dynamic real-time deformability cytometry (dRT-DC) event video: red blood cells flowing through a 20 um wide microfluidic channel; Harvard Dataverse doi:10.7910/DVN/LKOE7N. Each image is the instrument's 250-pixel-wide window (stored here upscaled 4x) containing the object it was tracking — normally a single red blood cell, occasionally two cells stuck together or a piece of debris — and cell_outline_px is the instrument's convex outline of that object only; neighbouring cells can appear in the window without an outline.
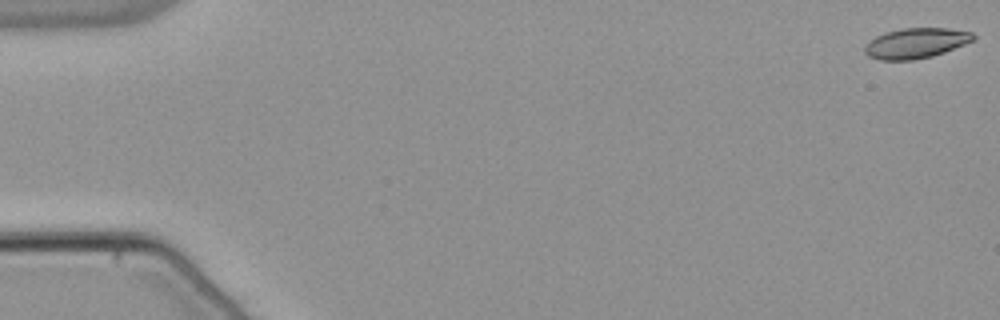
{"species": "common noctule bat (a hibernating species)", "species_latin": "Nyctalus noctula", "temperature_condition": "warm", "stored_images_in_passage": 54, "camera_frame_rate_fps": 3000, "um_per_image_px": 0.085, "animal": {"sex": "male", "body_mass_g": 21.5, "forearm_length_mm": 52.0}, "frame": {"image": 1, "passage_image": 1, "time_ms": 0.0, "image_size_px": [1000, 320], "cell_outline_px": [[976, 36], [972, 40], [964, 44], [944, 52], [932, 56], [912, 60], [880, 60], [868, 56], [864, 52], [864, 44], [876, 36], [884, 32], [900, 28], [948, 28], [972, 32]], "centroid_in_image_um": [77.8, 3.66], "position_along_channel_um": 7.2, "area_um2": 19.19}}
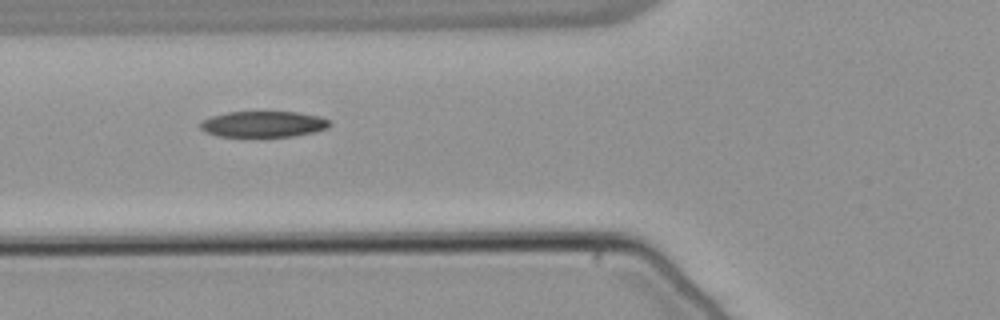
{"frame": {"image": 2, "passage_image": 21, "time_ms": 6.667, "image_size_px": [1000, 320], "cell_outline_px": [[332, 124], [328, 128], [316, 132], [296, 136], [220, 136], [208, 132], [200, 128], [200, 120], [212, 116], [228, 112], [296, 112], [320, 116], [328, 120]], "centroid_in_image_um": [22.43, 10.55], "position_along_channel_um": 103.4, "area_um2": 19.54}}
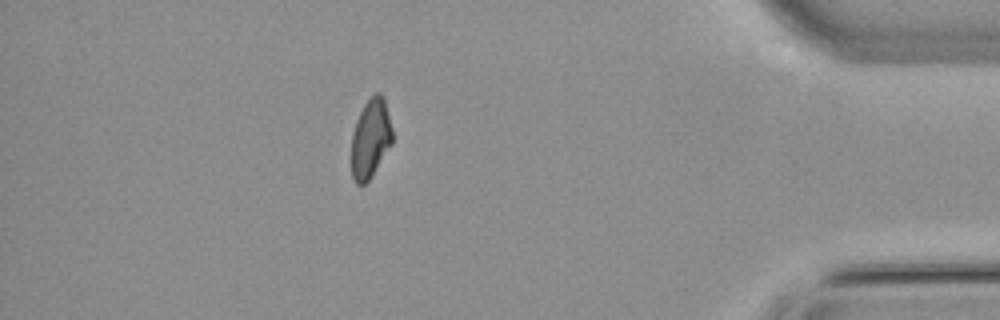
{"frame": {"image": 3, "passage_image": 48, "time_ms": 15.667, "image_size_px": [1000, 320], "cell_outline_px": [[392, 144], [368, 180], [364, 184], [356, 184], [352, 176], [352, 132], [356, 120], [364, 104], [376, 92], [380, 92], [384, 96], [392, 128]], "centroid_in_image_um": [31.5, 11.74], "position_along_channel_um": 403.7, "area_um2": 18.73}, "authors_computed_cell_mechanics": {"area_um2": 20.0277, "velocity_mm_per_s": 3.8173, "shape_relaxation_time_tau1_ms": null, "shape_relaxation_time_tau2_ms": 9.318, "deformation_change_tau1": null, "deformation_change_tau2": 0.1724}}